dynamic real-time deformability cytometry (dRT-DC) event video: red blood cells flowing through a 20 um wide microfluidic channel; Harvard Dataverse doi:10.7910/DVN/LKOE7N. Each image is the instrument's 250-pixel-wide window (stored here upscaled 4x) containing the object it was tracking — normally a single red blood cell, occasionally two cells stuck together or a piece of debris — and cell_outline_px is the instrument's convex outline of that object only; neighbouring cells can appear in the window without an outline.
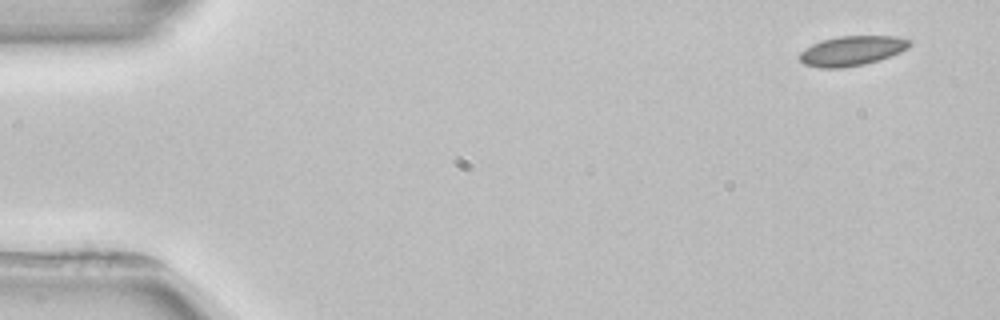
{"species": "common noctule bat (a hibernating species)", "species_latin": "Nyctalus noctula", "temperature_condition": "room temperature", "stored_images_in_passage": 4, "camera_frame_rate_fps": 3000, "um_per_image_px": 0.085, "animal": {"sex": "female", "body_mass_g": 22.7, "forearm_length_mm": 54.2}, "frame": {"image": 1, "passage_image": 1, "time_ms": 0.0, "image_size_px": [1000, 320], "cell_outline_px": [[912, 44], [908, 48], [900, 52], [864, 64], [840, 68], [820, 68], [804, 64], [800, 60], [800, 52], [804, 48], [812, 44], [824, 40], [840, 36], [896, 36], [912, 40]], "centroid_in_image_um": [72.41, 4.31], "position_along_channel_um": 12.6, "area_um2": 18.9}}
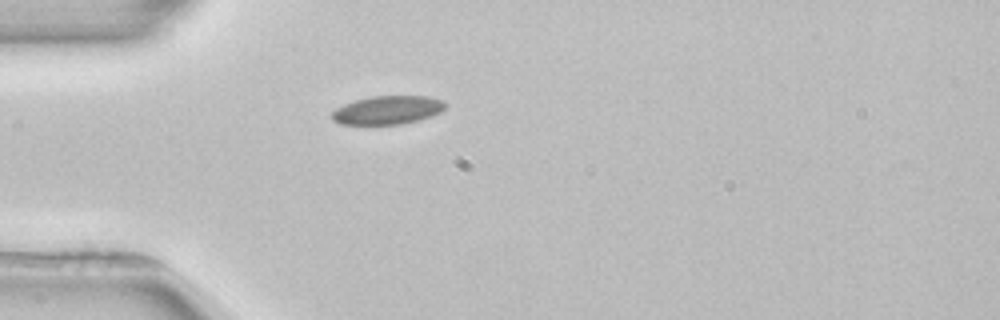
{"frame": {"image": 2, "passage_image": 4, "time_ms": 4.0, "image_size_px": [1000, 320], "cell_outline_px": [[448, 104], [440, 112], [420, 120], [400, 124], [340, 124], [332, 120], [332, 112], [336, 108], [344, 104], [356, 100], [372, 96], [428, 96], [444, 100]], "centroid_in_image_um": [32.97, 9.35], "position_along_channel_um": 52.0, "area_um2": 18.84}}